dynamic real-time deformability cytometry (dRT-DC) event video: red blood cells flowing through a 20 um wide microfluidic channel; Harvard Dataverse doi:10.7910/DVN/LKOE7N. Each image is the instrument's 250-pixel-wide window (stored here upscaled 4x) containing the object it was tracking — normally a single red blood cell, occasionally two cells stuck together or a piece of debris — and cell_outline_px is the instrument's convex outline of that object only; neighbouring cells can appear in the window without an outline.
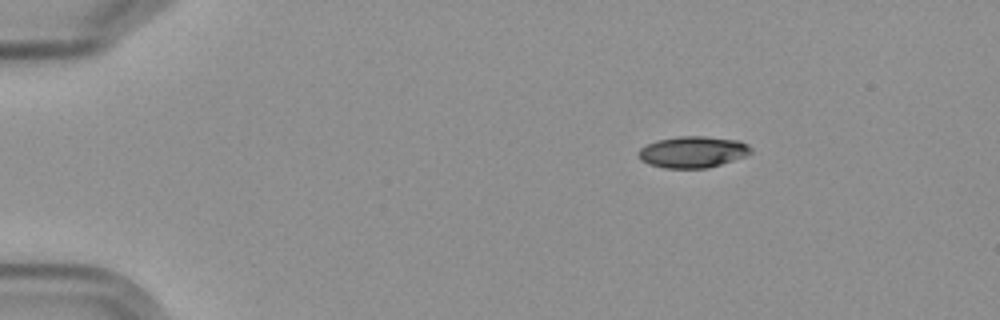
{"species": "Egyptian fruit bat (a non-hibernating species)", "species_latin": "Rousettus aegyptiacus", "temperature_condition": "cold", "stored_images_in_passage": 9, "camera_frame_rate_fps": 3000, "um_per_image_px": 0.085, "frame": {"image": 1, "passage_image": 1, "time_ms": 0.0, "image_size_px": [1000, 320], "cell_outline_px": [[752, 152], [744, 156], [708, 168], [664, 168], [648, 164], [640, 160], [636, 152], [640, 148], [656, 140], [680, 136], [704, 136], [740, 140], [748, 144], [752, 148]], "centroid_in_image_um": [58.86, 12.91], "position_along_channel_um": 26.1, "area_um2": 20.69}}
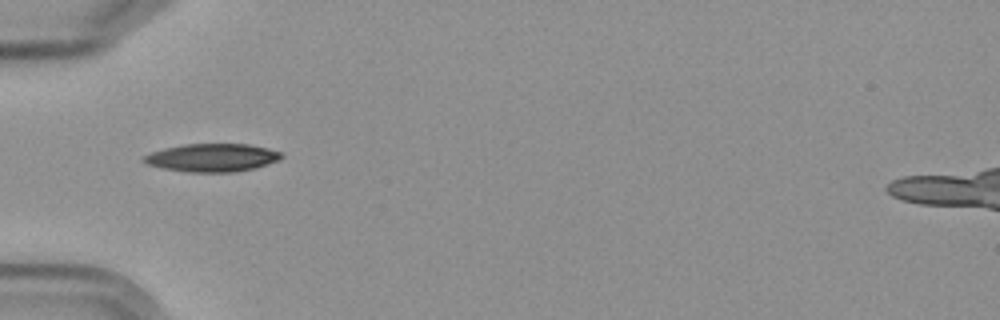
{"frame": {"image": 2, "passage_image": 4, "time_ms": 3.333, "image_size_px": [1000, 320], "cell_outline_px": [[284, 156], [280, 160], [256, 168], [236, 172], [188, 172], [164, 168], [148, 164], [140, 160], [144, 156], [152, 152], [164, 148], [184, 144], [248, 144], [268, 148], [280, 152]], "centroid_in_image_um": [18.07, 13.4], "position_along_channel_um": 66.9, "area_um2": 22.54}}
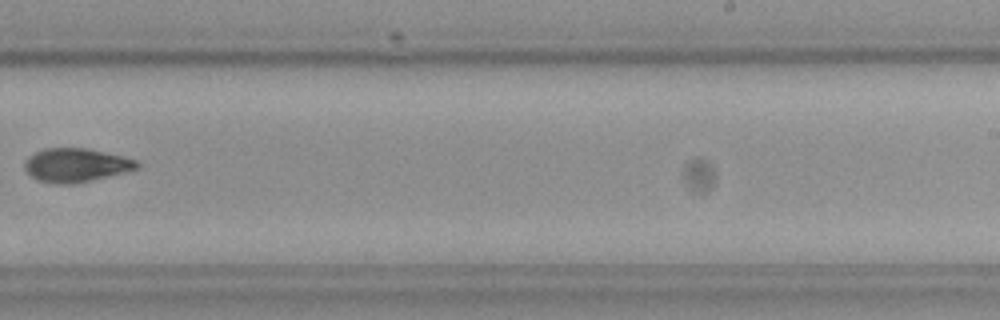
{"frame": {"image": 3, "passage_image": 9, "time_ms": 9.333, "image_size_px": [1000, 320], "cell_outline_px": [[140, 164], [136, 168], [124, 172], [76, 184], [56, 184], [36, 180], [24, 168], [24, 164], [28, 156], [44, 148], [88, 148], [136, 160]], "centroid_in_image_um": [6.41, 14.04], "position_along_channel_um": 282.6, "area_um2": 21.91}}